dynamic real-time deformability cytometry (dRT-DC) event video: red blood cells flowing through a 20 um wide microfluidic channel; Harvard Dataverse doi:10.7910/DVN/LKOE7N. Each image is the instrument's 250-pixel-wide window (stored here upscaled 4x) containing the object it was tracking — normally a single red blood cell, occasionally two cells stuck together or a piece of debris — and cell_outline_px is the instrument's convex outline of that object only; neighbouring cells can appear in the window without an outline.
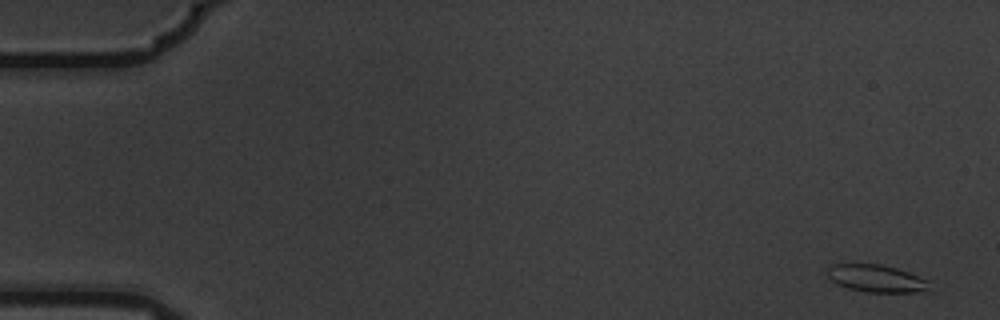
{"species": "common noctule bat (a hibernating species)", "species_latin": "Nyctalus noctula", "temperature_condition": "warm", "stored_images_in_passage": 8, "camera_frame_rate_fps": 3000, "um_per_image_px": 0.085, "animal": {"sex": "male", "body_mass_g": 19.5, "forearm_length_mm": 54.6}, "frame": {"image": 1, "passage_image": 1, "time_ms": 0.0, "image_size_px": [1000, 320], "cell_outline_px": [[932, 292], [868, 292], [848, 288], [836, 284], [824, 272], [832, 264], [880, 264], [896, 268], [908, 272], [928, 280]], "centroid_in_image_um": [74.51, 23.68], "position_along_channel_um": 10.5, "area_um2": 16.47}}
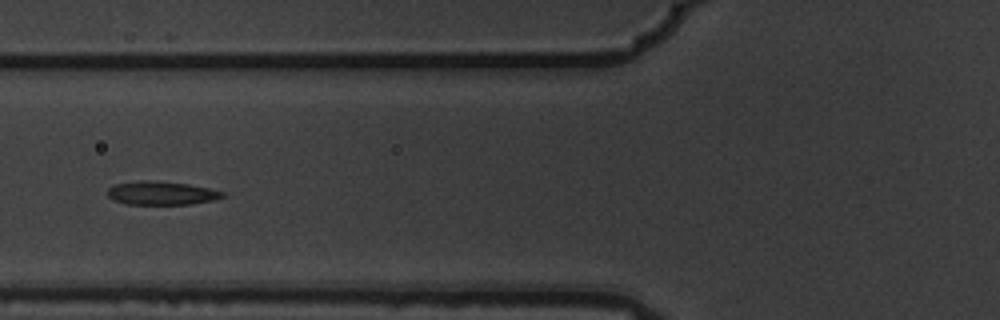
{"frame": {"image": 2, "passage_image": 6, "time_ms": 1.667, "image_size_px": [1000, 320], "cell_outline_px": [[228, 196], [212, 200], [192, 204], [124, 204], [112, 200], [108, 196], [108, 188], [116, 184], [140, 180], [156, 180], [188, 184], [208, 188], [224, 192]], "centroid_in_image_um": [13.72, 16.41], "position_along_channel_um": 112.1, "area_um2": 15.9}}
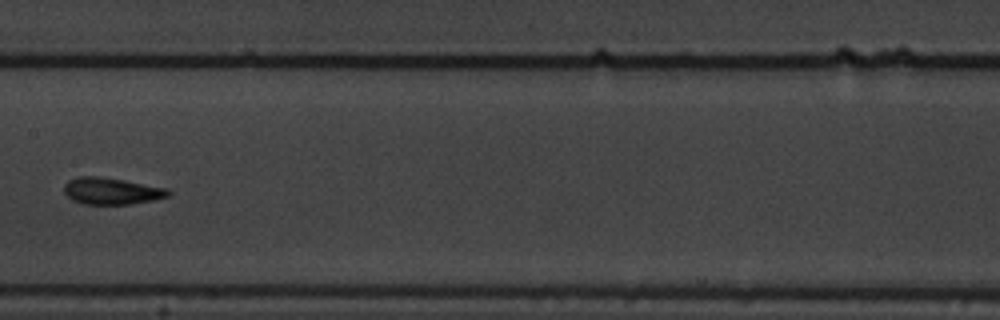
{"frame": {"image": 3, "passage_image": 8, "time_ms": 2.333, "image_size_px": [1000, 320], "cell_outline_px": [[172, 192], [168, 196], [152, 200], [128, 204], [84, 204], [72, 200], [64, 192], [64, 184], [68, 180], [76, 176], [96, 176], [124, 180], [168, 188]], "centroid_in_image_um": [9.46, 16.23], "position_along_channel_um": 197.9, "area_um2": 16.24}}